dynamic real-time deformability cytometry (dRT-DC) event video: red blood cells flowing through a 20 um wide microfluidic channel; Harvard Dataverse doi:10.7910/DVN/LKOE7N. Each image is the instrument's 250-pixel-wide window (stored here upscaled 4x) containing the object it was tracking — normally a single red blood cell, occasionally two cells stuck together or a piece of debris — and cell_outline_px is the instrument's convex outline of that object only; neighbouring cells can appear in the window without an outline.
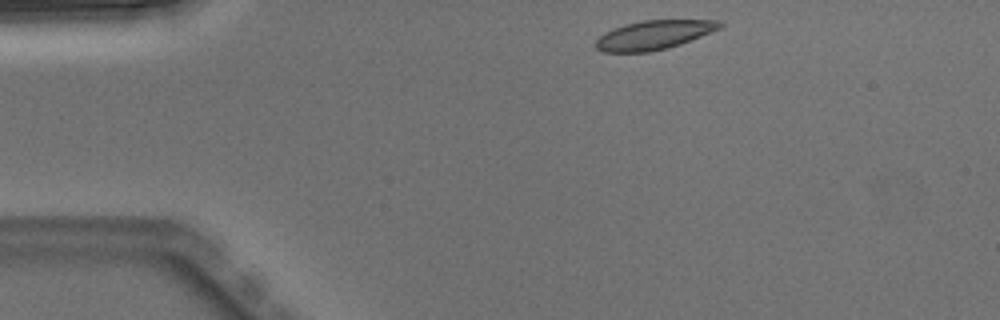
{"species": "Egyptian fruit bat (a non-hibernating species)", "species_latin": "Rousettus aegyptiacus", "temperature_condition": "warm", "stored_images_in_passage": 2, "camera_frame_rate_fps": 3000, "um_per_image_px": 0.085, "animal": {"sex": "male"}, "frame": {"image": 1, "passage_image": 1, "time_ms": 0.0, "image_size_px": [1000, 320], "cell_outline_px": [[724, 24], [720, 28], [680, 44], [668, 48], [648, 52], [604, 52], [596, 48], [596, 40], [604, 32], [624, 24], [640, 20], [720, 20]], "centroid_in_image_um": [55.56, 2.96], "position_along_channel_um": 29.4, "area_um2": 20.92}}